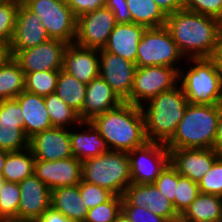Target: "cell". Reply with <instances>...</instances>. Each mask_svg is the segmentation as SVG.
Listing matches in <instances>:
<instances>
[{"label": "cell", "mask_w": 222, "mask_h": 222, "mask_svg": "<svg viewBox=\"0 0 222 222\" xmlns=\"http://www.w3.org/2000/svg\"><path fill=\"white\" fill-rule=\"evenodd\" d=\"M185 59L209 58L219 35L218 19L181 9L164 25Z\"/></svg>", "instance_id": "1"}, {"label": "cell", "mask_w": 222, "mask_h": 222, "mask_svg": "<svg viewBox=\"0 0 222 222\" xmlns=\"http://www.w3.org/2000/svg\"><path fill=\"white\" fill-rule=\"evenodd\" d=\"M105 140L109 150L130 152L147 142L140 106L122 102L118 107L90 121Z\"/></svg>", "instance_id": "2"}, {"label": "cell", "mask_w": 222, "mask_h": 222, "mask_svg": "<svg viewBox=\"0 0 222 222\" xmlns=\"http://www.w3.org/2000/svg\"><path fill=\"white\" fill-rule=\"evenodd\" d=\"M187 104L188 100L180 84L142 104L140 108L147 141L166 144L184 117Z\"/></svg>", "instance_id": "3"}, {"label": "cell", "mask_w": 222, "mask_h": 222, "mask_svg": "<svg viewBox=\"0 0 222 222\" xmlns=\"http://www.w3.org/2000/svg\"><path fill=\"white\" fill-rule=\"evenodd\" d=\"M219 118V105L187 104L168 149L213 148Z\"/></svg>", "instance_id": "4"}, {"label": "cell", "mask_w": 222, "mask_h": 222, "mask_svg": "<svg viewBox=\"0 0 222 222\" xmlns=\"http://www.w3.org/2000/svg\"><path fill=\"white\" fill-rule=\"evenodd\" d=\"M179 71V84L190 104L219 105L222 76L209 58L186 59ZM188 65V66H187Z\"/></svg>", "instance_id": "5"}, {"label": "cell", "mask_w": 222, "mask_h": 222, "mask_svg": "<svg viewBox=\"0 0 222 222\" xmlns=\"http://www.w3.org/2000/svg\"><path fill=\"white\" fill-rule=\"evenodd\" d=\"M82 180L123 196L131 182L128 152L109 150L82 162Z\"/></svg>", "instance_id": "6"}, {"label": "cell", "mask_w": 222, "mask_h": 222, "mask_svg": "<svg viewBox=\"0 0 222 222\" xmlns=\"http://www.w3.org/2000/svg\"><path fill=\"white\" fill-rule=\"evenodd\" d=\"M183 62L186 59L165 26L146 28L138 45L137 67L169 66L180 71Z\"/></svg>", "instance_id": "7"}, {"label": "cell", "mask_w": 222, "mask_h": 222, "mask_svg": "<svg viewBox=\"0 0 222 222\" xmlns=\"http://www.w3.org/2000/svg\"><path fill=\"white\" fill-rule=\"evenodd\" d=\"M25 6L44 25L50 39L74 44L77 17L63 0H28Z\"/></svg>", "instance_id": "8"}, {"label": "cell", "mask_w": 222, "mask_h": 222, "mask_svg": "<svg viewBox=\"0 0 222 222\" xmlns=\"http://www.w3.org/2000/svg\"><path fill=\"white\" fill-rule=\"evenodd\" d=\"M179 84V71L169 66L137 67L130 97L125 101L141 106L152 97Z\"/></svg>", "instance_id": "9"}, {"label": "cell", "mask_w": 222, "mask_h": 222, "mask_svg": "<svg viewBox=\"0 0 222 222\" xmlns=\"http://www.w3.org/2000/svg\"><path fill=\"white\" fill-rule=\"evenodd\" d=\"M131 182L153 184L161 171L170 162V151L159 142L147 141L143 146L128 152Z\"/></svg>", "instance_id": "10"}, {"label": "cell", "mask_w": 222, "mask_h": 222, "mask_svg": "<svg viewBox=\"0 0 222 222\" xmlns=\"http://www.w3.org/2000/svg\"><path fill=\"white\" fill-rule=\"evenodd\" d=\"M113 12L106 6L77 17L74 44L91 49H103L116 26Z\"/></svg>", "instance_id": "11"}, {"label": "cell", "mask_w": 222, "mask_h": 222, "mask_svg": "<svg viewBox=\"0 0 222 222\" xmlns=\"http://www.w3.org/2000/svg\"><path fill=\"white\" fill-rule=\"evenodd\" d=\"M67 46V43L58 39H49L26 50L9 52L24 73L52 71L63 69L64 52Z\"/></svg>", "instance_id": "12"}, {"label": "cell", "mask_w": 222, "mask_h": 222, "mask_svg": "<svg viewBox=\"0 0 222 222\" xmlns=\"http://www.w3.org/2000/svg\"><path fill=\"white\" fill-rule=\"evenodd\" d=\"M137 66L121 56L99 50V75L125 102L131 95Z\"/></svg>", "instance_id": "13"}, {"label": "cell", "mask_w": 222, "mask_h": 222, "mask_svg": "<svg viewBox=\"0 0 222 222\" xmlns=\"http://www.w3.org/2000/svg\"><path fill=\"white\" fill-rule=\"evenodd\" d=\"M29 148L23 130L22 108L16 99L0 100V149L18 152Z\"/></svg>", "instance_id": "14"}, {"label": "cell", "mask_w": 222, "mask_h": 222, "mask_svg": "<svg viewBox=\"0 0 222 222\" xmlns=\"http://www.w3.org/2000/svg\"><path fill=\"white\" fill-rule=\"evenodd\" d=\"M122 206L146 207L168 222L180 220L172 202L154 184L130 183L123 194Z\"/></svg>", "instance_id": "15"}, {"label": "cell", "mask_w": 222, "mask_h": 222, "mask_svg": "<svg viewBox=\"0 0 222 222\" xmlns=\"http://www.w3.org/2000/svg\"><path fill=\"white\" fill-rule=\"evenodd\" d=\"M34 174L50 190L74 186L82 181V162L73 156L55 161L35 159Z\"/></svg>", "instance_id": "16"}, {"label": "cell", "mask_w": 222, "mask_h": 222, "mask_svg": "<svg viewBox=\"0 0 222 222\" xmlns=\"http://www.w3.org/2000/svg\"><path fill=\"white\" fill-rule=\"evenodd\" d=\"M18 221L35 222L51 206V190L35 174L18 183Z\"/></svg>", "instance_id": "17"}, {"label": "cell", "mask_w": 222, "mask_h": 222, "mask_svg": "<svg viewBox=\"0 0 222 222\" xmlns=\"http://www.w3.org/2000/svg\"><path fill=\"white\" fill-rule=\"evenodd\" d=\"M170 163L177 172L198 183L220 157L213 148H178L169 149Z\"/></svg>", "instance_id": "18"}, {"label": "cell", "mask_w": 222, "mask_h": 222, "mask_svg": "<svg viewBox=\"0 0 222 222\" xmlns=\"http://www.w3.org/2000/svg\"><path fill=\"white\" fill-rule=\"evenodd\" d=\"M35 159L55 161L72 157L70 129L52 127L29 139Z\"/></svg>", "instance_id": "19"}, {"label": "cell", "mask_w": 222, "mask_h": 222, "mask_svg": "<svg viewBox=\"0 0 222 222\" xmlns=\"http://www.w3.org/2000/svg\"><path fill=\"white\" fill-rule=\"evenodd\" d=\"M49 39L41 19L25 5H20L16 15V23L9 51L26 50L45 43Z\"/></svg>", "instance_id": "20"}, {"label": "cell", "mask_w": 222, "mask_h": 222, "mask_svg": "<svg viewBox=\"0 0 222 222\" xmlns=\"http://www.w3.org/2000/svg\"><path fill=\"white\" fill-rule=\"evenodd\" d=\"M63 70L88 85L99 76V50L68 44L64 52Z\"/></svg>", "instance_id": "21"}, {"label": "cell", "mask_w": 222, "mask_h": 222, "mask_svg": "<svg viewBox=\"0 0 222 222\" xmlns=\"http://www.w3.org/2000/svg\"><path fill=\"white\" fill-rule=\"evenodd\" d=\"M74 128H70L73 157L83 162L109 151L105 140L90 121H81Z\"/></svg>", "instance_id": "22"}, {"label": "cell", "mask_w": 222, "mask_h": 222, "mask_svg": "<svg viewBox=\"0 0 222 222\" xmlns=\"http://www.w3.org/2000/svg\"><path fill=\"white\" fill-rule=\"evenodd\" d=\"M123 101L99 75L87 85L82 121H91L95 116L118 107Z\"/></svg>", "instance_id": "23"}, {"label": "cell", "mask_w": 222, "mask_h": 222, "mask_svg": "<svg viewBox=\"0 0 222 222\" xmlns=\"http://www.w3.org/2000/svg\"><path fill=\"white\" fill-rule=\"evenodd\" d=\"M15 99L22 108L23 130L29 139L39 132L52 128L44 96L24 90Z\"/></svg>", "instance_id": "24"}, {"label": "cell", "mask_w": 222, "mask_h": 222, "mask_svg": "<svg viewBox=\"0 0 222 222\" xmlns=\"http://www.w3.org/2000/svg\"><path fill=\"white\" fill-rule=\"evenodd\" d=\"M145 30L146 27L135 23L116 24L103 49L136 64L138 45Z\"/></svg>", "instance_id": "25"}, {"label": "cell", "mask_w": 222, "mask_h": 222, "mask_svg": "<svg viewBox=\"0 0 222 222\" xmlns=\"http://www.w3.org/2000/svg\"><path fill=\"white\" fill-rule=\"evenodd\" d=\"M51 206L74 222H85L88 208L79 192V184L51 190Z\"/></svg>", "instance_id": "26"}, {"label": "cell", "mask_w": 222, "mask_h": 222, "mask_svg": "<svg viewBox=\"0 0 222 222\" xmlns=\"http://www.w3.org/2000/svg\"><path fill=\"white\" fill-rule=\"evenodd\" d=\"M179 222H222V197L200 192Z\"/></svg>", "instance_id": "27"}, {"label": "cell", "mask_w": 222, "mask_h": 222, "mask_svg": "<svg viewBox=\"0 0 222 222\" xmlns=\"http://www.w3.org/2000/svg\"><path fill=\"white\" fill-rule=\"evenodd\" d=\"M86 89V84L80 82L76 77L70 75L63 69L59 70L55 93L78 113L81 121Z\"/></svg>", "instance_id": "28"}, {"label": "cell", "mask_w": 222, "mask_h": 222, "mask_svg": "<svg viewBox=\"0 0 222 222\" xmlns=\"http://www.w3.org/2000/svg\"><path fill=\"white\" fill-rule=\"evenodd\" d=\"M35 157L30 148L18 152H7L1 177L7 182L19 183L34 174Z\"/></svg>", "instance_id": "29"}, {"label": "cell", "mask_w": 222, "mask_h": 222, "mask_svg": "<svg viewBox=\"0 0 222 222\" xmlns=\"http://www.w3.org/2000/svg\"><path fill=\"white\" fill-rule=\"evenodd\" d=\"M24 90L25 73L10 56L0 65V100L15 99Z\"/></svg>", "instance_id": "30"}, {"label": "cell", "mask_w": 222, "mask_h": 222, "mask_svg": "<svg viewBox=\"0 0 222 222\" xmlns=\"http://www.w3.org/2000/svg\"><path fill=\"white\" fill-rule=\"evenodd\" d=\"M126 3L132 13V23L146 28L165 25L167 15L153 0H126Z\"/></svg>", "instance_id": "31"}, {"label": "cell", "mask_w": 222, "mask_h": 222, "mask_svg": "<svg viewBox=\"0 0 222 222\" xmlns=\"http://www.w3.org/2000/svg\"><path fill=\"white\" fill-rule=\"evenodd\" d=\"M52 127L74 128L81 120L78 113L68 106L56 93L44 96Z\"/></svg>", "instance_id": "32"}, {"label": "cell", "mask_w": 222, "mask_h": 222, "mask_svg": "<svg viewBox=\"0 0 222 222\" xmlns=\"http://www.w3.org/2000/svg\"><path fill=\"white\" fill-rule=\"evenodd\" d=\"M58 77L59 70L25 73V90L41 96L55 93Z\"/></svg>", "instance_id": "33"}, {"label": "cell", "mask_w": 222, "mask_h": 222, "mask_svg": "<svg viewBox=\"0 0 222 222\" xmlns=\"http://www.w3.org/2000/svg\"><path fill=\"white\" fill-rule=\"evenodd\" d=\"M19 201V184L5 181L0 191V219L18 221Z\"/></svg>", "instance_id": "34"}, {"label": "cell", "mask_w": 222, "mask_h": 222, "mask_svg": "<svg viewBox=\"0 0 222 222\" xmlns=\"http://www.w3.org/2000/svg\"><path fill=\"white\" fill-rule=\"evenodd\" d=\"M200 193L198 183L178 173L175 200L172 203L175 211L181 216Z\"/></svg>", "instance_id": "35"}, {"label": "cell", "mask_w": 222, "mask_h": 222, "mask_svg": "<svg viewBox=\"0 0 222 222\" xmlns=\"http://www.w3.org/2000/svg\"><path fill=\"white\" fill-rule=\"evenodd\" d=\"M122 201L123 196L114 195L105 203L89 209L85 222H115L122 212Z\"/></svg>", "instance_id": "36"}, {"label": "cell", "mask_w": 222, "mask_h": 222, "mask_svg": "<svg viewBox=\"0 0 222 222\" xmlns=\"http://www.w3.org/2000/svg\"><path fill=\"white\" fill-rule=\"evenodd\" d=\"M19 6L14 3L0 1V40L11 44Z\"/></svg>", "instance_id": "37"}, {"label": "cell", "mask_w": 222, "mask_h": 222, "mask_svg": "<svg viewBox=\"0 0 222 222\" xmlns=\"http://www.w3.org/2000/svg\"><path fill=\"white\" fill-rule=\"evenodd\" d=\"M199 191L222 197V156H220L209 171L198 182Z\"/></svg>", "instance_id": "38"}, {"label": "cell", "mask_w": 222, "mask_h": 222, "mask_svg": "<svg viewBox=\"0 0 222 222\" xmlns=\"http://www.w3.org/2000/svg\"><path fill=\"white\" fill-rule=\"evenodd\" d=\"M79 192L88 210L105 203L114 196L109 190L83 180L79 183Z\"/></svg>", "instance_id": "39"}, {"label": "cell", "mask_w": 222, "mask_h": 222, "mask_svg": "<svg viewBox=\"0 0 222 222\" xmlns=\"http://www.w3.org/2000/svg\"><path fill=\"white\" fill-rule=\"evenodd\" d=\"M178 172L169 162L153 183L159 191L172 203L175 200Z\"/></svg>", "instance_id": "40"}, {"label": "cell", "mask_w": 222, "mask_h": 222, "mask_svg": "<svg viewBox=\"0 0 222 222\" xmlns=\"http://www.w3.org/2000/svg\"><path fill=\"white\" fill-rule=\"evenodd\" d=\"M184 9L219 19L222 15V0H183Z\"/></svg>", "instance_id": "41"}, {"label": "cell", "mask_w": 222, "mask_h": 222, "mask_svg": "<svg viewBox=\"0 0 222 222\" xmlns=\"http://www.w3.org/2000/svg\"><path fill=\"white\" fill-rule=\"evenodd\" d=\"M122 213L126 215L131 222H168L163 217L155 215L146 207L122 206Z\"/></svg>", "instance_id": "42"}, {"label": "cell", "mask_w": 222, "mask_h": 222, "mask_svg": "<svg viewBox=\"0 0 222 222\" xmlns=\"http://www.w3.org/2000/svg\"><path fill=\"white\" fill-rule=\"evenodd\" d=\"M105 6L113 12L117 24L132 23V13L126 0H107Z\"/></svg>", "instance_id": "43"}, {"label": "cell", "mask_w": 222, "mask_h": 222, "mask_svg": "<svg viewBox=\"0 0 222 222\" xmlns=\"http://www.w3.org/2000/svg\"><path fill=\"white\" fill-rule=\"evenodd\" d=\"M35 222H74L50 206Z\"/></svg>", "instance_id": "44"}, {"label": "cell", "mask_w": 222, "mask_h": 222, "mask_svg": "<svg viewBox=\"0 0 222 222\" xmlns=\"http://www.w3.org/2000/svg\"><path fill=\"white\" fill-rule=\"evenodd\" d=\"M107 0H78V16L104 7Z\"/></svg>", "instance_id": "45"}, {"label": "cell", "mask_w": 222, "mask_h": 222, "mask_svg": "<svg viewBox=\"0 0 222 222\" xmlns=\"http://www.w3.org/2000/svg\"><path fill=\"white\" fill-rule=\"evenodd\" d=\"M168 15L184 8L183 0H153Z\"/></svg>", "instance_id": "46"}, {"label": "cell", "mask_w": 222, "mask_h": 222, "mask_svg": "<svg viewBox=\"0 0 222 222\" xmlns=\"http://www.w3.org/2000/svg\"><path fill=\"white\" fill-rule=\"evenodd\" d=\"M209 59L214 63L216 70L222 76V36H218L215 48Z\"/></svg>", "instance_id": "47"}, {"label": "cell", "mask_w": 222, "mask_h": 222, "mask_svg": "<svg viewBox=\"0 0 222 222\" xmlns=\"http://www.w3.org/2000/svg\"><path fill=\"white\" fill-rule=\"evenodd\" d=\"M213 149L219 156H222V102L219 104V118Z\"/></svg>", "instance_id": "48"}, {"label": "cell", "mask_w": 222, "mask_h": 222, "mask_svg": "<svg viewBox=\"0 0 222 222\" xmlns=\"http://www.w3.org/2000/svg\"><path fill=\"white\" fill-rule=\"evenodd\" d=\"M10 57L9 45L0 40V65Z\"/></svg>", "instance_id": "49"}, {"label": "cell", "mask_w": 222, "mask_h": 222, "mask_svg": "<svg viewBox=\"0 0 222 222\" xmlns=\"http://www.w3.org/2000/svg\"><path fill=\"white\" fill-rule=\"evenodd\" d=\"M63 1L69 5L74 15L78 17V0H63Z\"/></svg>", "instance_id": "50"}, {"label": "cell", "mask_w": 222, "mask_h": 222, "mask_svg": "<svg viewBox=\"0 0 222 222\" xmlns=\"http://www.w3.org/2000/svg\"><path fill=\"white\" fill-rule=\"evenodd\" d=\"M6 156H7V151H4V150L0 149V176L2 174L3 167H4L5 162H6Z\"/></svg>", "instance_id": "51"}, {"label": "cell", "mask_w": 222, "mask_h": 222, "mask_svg": "<svg viewBox=\"0 0 222 222\" xmlns=\"http://www.w3.org/2000/svg\"><path fill=\"white\" fill-rule=\"evenodd\" d=\"M117 222H131V220L121 212L118 215Z\"/></svg>", "instance_id": "52"}, {"label": "cell", "mask_w": 222, "mask_h": 222, "mask_svg": "<svg viewBox=\"0 0 222 222\" xmlns=\"http://www.w3.org/2000/svg\"><path fill=\"white\" fill-rule=\"evenodd\" d=\"M2 1L14 3V4H17L18 6H20V5H25L28 0H2Z\"/></svg>", "instance_id": "53"}, {"label": "cell", "mask_w": 222, "mask_h": 222, "mask_svg": "<svg viewBox=\"0 0 222 222\" xmlns=\"http://www.w3.org/2000/svg\"><path fill=\"white\" fill-rule=\"evenodd\" d=\"M218 29H219V35L218 36H222V15L218 19Z\"/></svg>", "instance_id": "54"}, {"label": "cell", "mask_w": 222, "mask_h": 222, "mask_svg": "<svg viewBox=\"0 0 222 222\" xmlns=\"http://www.w3.org/2000/svg\"><path fill=\"white\" fill-rule=\"evenodd\" d=\"M4 182H5V179L0 176V191L3 188Z\"/></svg>", "instance_id": "55"}, {"label": "cell", "mask_w": 222, "mask_h": 222, "mask_svg": "<svg viewBox=\"0 0 222 222\" xmlns=\"http://www.w3.org/2000/svg\"><path fill=\"white\" fill-rule=\"evenodd\" d=\"M3 222H32V221L3 220Z\"/></svg>", "instance_id": "56"}]
</instances>
